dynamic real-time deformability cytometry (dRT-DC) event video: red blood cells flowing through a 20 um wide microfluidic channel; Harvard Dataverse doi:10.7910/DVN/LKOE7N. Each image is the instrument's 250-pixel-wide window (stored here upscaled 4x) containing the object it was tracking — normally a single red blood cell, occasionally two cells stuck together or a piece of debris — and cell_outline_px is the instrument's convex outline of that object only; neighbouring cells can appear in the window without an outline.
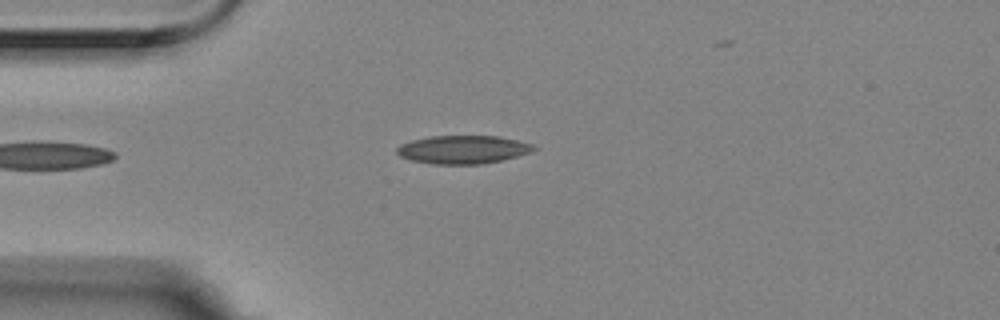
{"species": "Egyptian fruit bat (a non-hibernating species)", "species_latin": "Rousettus aegyptiacus", "temperature_condition": "room temperature", "stored_images_in_passage": 2, "camera_frame_rate_fps": 3000, "um_per_image_px": 0.085, "animal": {"sex": "female"}, "frame": {"image": 1, "passage_image": 2, "time_ms": 0.333, "image_size_px": [1000, 320], "cell_outline_px": [[540, 148], [532, 152], [500, 160], [480, 164], [432, 164], [412, 160], [400, 156], [396, 152], [396, 148], [400, 144], [412, 140], [428, 136], [496, 136], [516, 140], [532, 144]], "centroid_in_image_um": [39.34, 12.71], "position_along_channel_um": 45.7, "area_um2": 22.48}}